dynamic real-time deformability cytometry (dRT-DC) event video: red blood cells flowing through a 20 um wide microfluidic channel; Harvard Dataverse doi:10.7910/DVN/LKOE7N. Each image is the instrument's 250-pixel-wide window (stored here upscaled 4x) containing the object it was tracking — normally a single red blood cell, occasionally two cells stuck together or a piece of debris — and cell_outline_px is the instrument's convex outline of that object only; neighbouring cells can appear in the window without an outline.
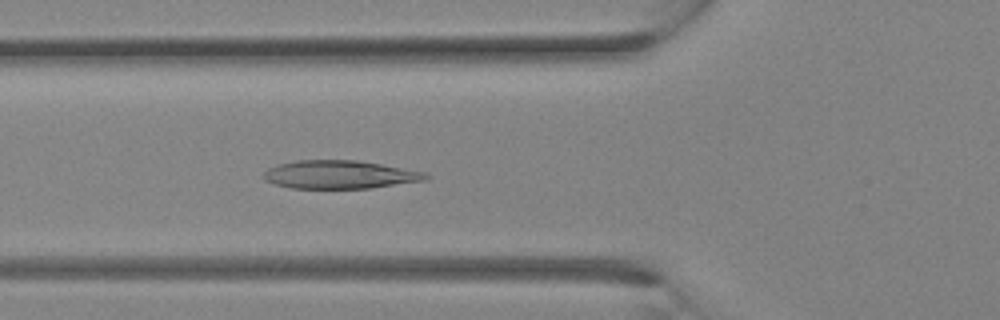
{"species": "Egyptian fruit bat (a non-hibernating species)", "species_latin": "Rousettus aegyptiacus", "temperature_condition": "room temperature", "stored_images_in_passage": 13, "camera_frame_rate_fps": 3000, "um_per_image_px": 0.085, "animal": {"sex": "female"}, "frame": {"image": 1, "passage_image": 11, "time_ms": 3.333, "image_size_px": [1000, 320], "cell_outline_px": [[432, 176], [428, 180], [372, 188], [292, 188], [276, 184], [264, 180], [260, 176], [268, 168], [280, 164], [296, 160], [356, 160], [428, 172]], "centroid_in_image_um": [28.92, 14.84], "position_along_channel_um": 96.9, "area_um2": 26.88}}
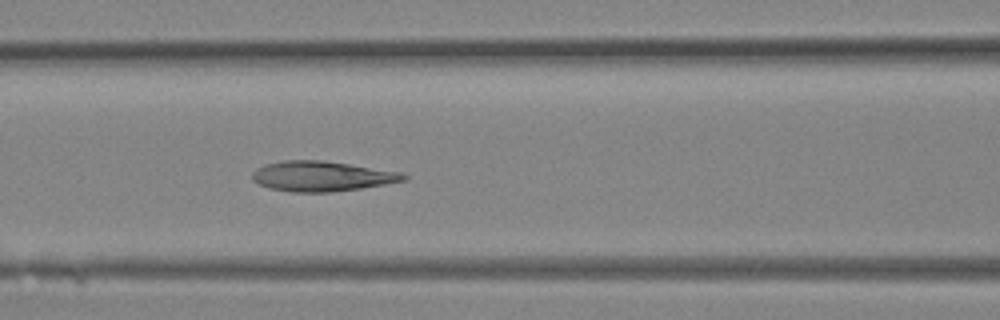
{"frame": {"image": 2, "passage_image": 13, "time_ms": 4.0, "image_size_px": [1000, 320], "cell_outline_px": [[408, 180], [360, 188], [328, 192], [292, 192], [268, 188], [252, 180], [252, 172], [256, 168], [264, 164], [284, 160], [320, 160], [348, 164], [400, 172], [408, 176]], "centroid_in_image_um": [27.31, 14.98], "position_along_channel_um": 139.3, "area_um2": 26.41}}